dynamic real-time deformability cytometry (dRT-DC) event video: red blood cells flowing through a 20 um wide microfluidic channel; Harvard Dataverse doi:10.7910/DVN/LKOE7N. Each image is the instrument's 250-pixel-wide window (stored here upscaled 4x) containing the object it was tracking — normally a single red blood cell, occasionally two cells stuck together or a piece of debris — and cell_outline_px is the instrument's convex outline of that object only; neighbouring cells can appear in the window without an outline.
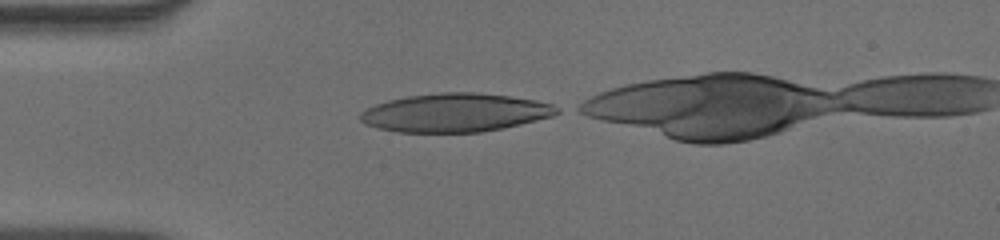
{"species": "human", "species_latin": "Homo sapiens", "temperature_condition": "warm", "stored_images_in_passage": 32, "camera_frame_rate_fps": 3000, "um_per_image_px": 0.085, "donor": {"sex": "male"}, "frame": {"image": 1, "passage_image": 1, "time_ms": 0.0, "image_size_px": [1000, 240], "cell_outline_px": [[560, 112], [552, 116], [504, 128], [480, 132], [400, 132], [380, 128], [364, 124], [360, 120], [360, 112], [376, 104], [388, 100], [408, 96], [440, 92], [476, 92], [508, 96], [536, 100], [552, 104], [560, 108]], "centroid_in_image_um": [38.69, 9.57], "position_along_channel_um": 46.3, "area_um2": 43.99}}
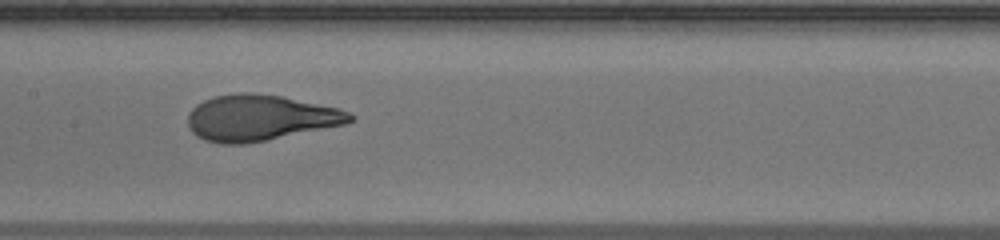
{"frame": {"image": 2, "passage_image": 13, "time_ms": 4.0, "image_size_px": [1000, 240], "cell_outline_px": [[356, 120], [344, 124], [244, 144], [220, 144], [204, 140], [196, 136], [192, 132], [188, 124], [188, 112], [196, 104], [212, 96], [240, 92], [244, 92], [280, 96], [340, 108], [356, 116]], "centroid_in_image_um": [22.07, 10.01], "position_along_channel_um": 185.3, "area_um2": 43.23}}
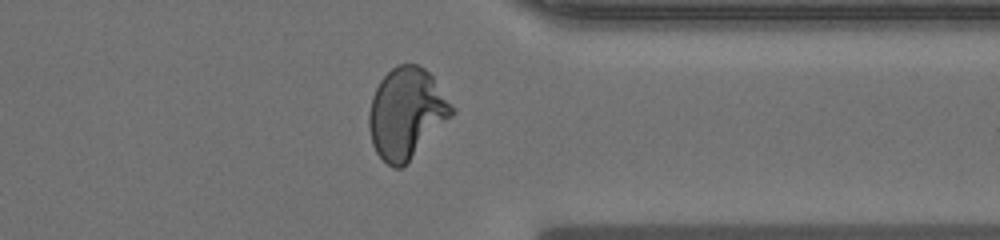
{"frame": {"image": 3, "passage_image": 28, "time_ms": 9.0, "image_size_px": [1000, 240], "cell_outline_px": [[456, 112], [400, 168], [392, 168], [376, 152], [372, 144], [368, 128], [368, 112], [372, 96], [380, 80], [396, 64], [416, 64], [424, 68], [432, 76], [456, 108]], "centroid_in_image_um": [34.53, 9.59], "position_along_channel_um": 376.9, "area_um2": 43.47}}